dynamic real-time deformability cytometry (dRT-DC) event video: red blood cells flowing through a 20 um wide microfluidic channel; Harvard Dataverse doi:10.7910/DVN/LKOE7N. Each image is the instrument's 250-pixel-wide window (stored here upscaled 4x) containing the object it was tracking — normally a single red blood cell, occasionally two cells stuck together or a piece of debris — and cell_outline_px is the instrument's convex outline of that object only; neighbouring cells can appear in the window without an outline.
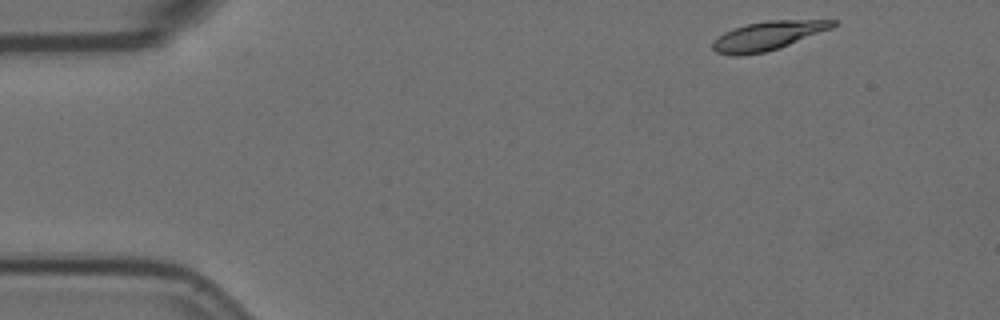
{"species": "Egyptian fruit bat (a non-hibernating species)", "species_latin": "Rousettus aegyptiacus", "temperature_condition": "room temperature", "stored_images_in_passage": 12, "camera_frame_rate_fps": 3000, "um_per_image_px": 0.085, "animal": {"sex": "female"}, "frame": {"image": 1, "passage_image": 1, "time_ms": 0.0, "image_size_px": [1000, 320], "cell_outline_px": [[836, 24], [832, 28], [780, 48], [764, 52], [740, 56], [732, 56], [716, 52], [712, 48], [712, 44], [724, 32], [732, 28], [748, 24], [768, 20], [836, 20]], "centroid_in_image_um": [65.25, 3.05], "position_along_channel_um": 19.7, "area_um2": 20.06}}
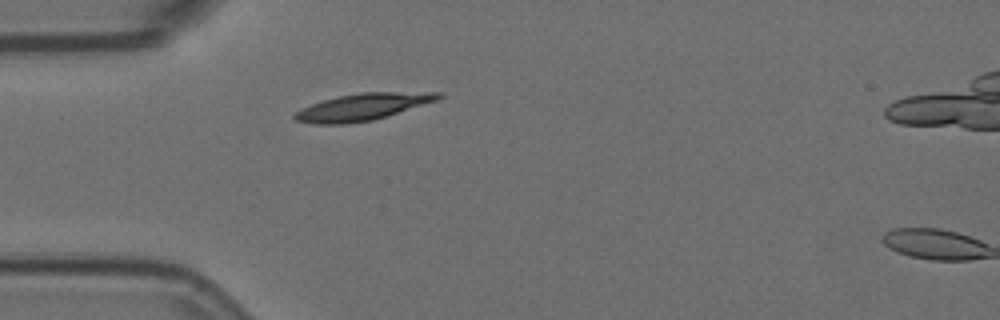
{"frame": {"image": 2, "passage_image": 11, "time_ms": 3.333, "image_size_px": [1000, 320], "cell_outline_px": [[444, 96], [436, 100], [388, 116], [372, 120], [344, 124], [316, 124], [296, 120], [292, 116], [296, 112], [312, 104], [324, 100], [340, 96], [360, 92], [444, 92]], "centroid_in_image_um": [30.87, 9.08], "position_along_channel_um": 54.1, "area_um2": 22.2}}